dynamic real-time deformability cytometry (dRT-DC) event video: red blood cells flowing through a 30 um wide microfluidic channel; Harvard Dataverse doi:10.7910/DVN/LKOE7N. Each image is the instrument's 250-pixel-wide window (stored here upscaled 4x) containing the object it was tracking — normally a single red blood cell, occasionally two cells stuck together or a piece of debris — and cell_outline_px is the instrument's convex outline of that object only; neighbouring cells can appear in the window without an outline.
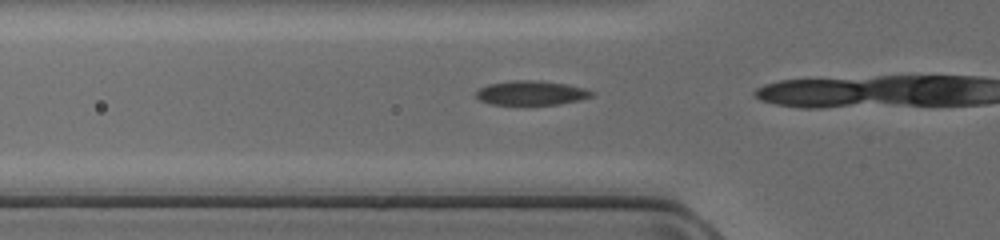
{"species": "common noctule bat (a hibernating species)", "species_latin": "Nyctalus noctula", "temperature_condition": "cold", "stored_images_in_passage": 8, "camera_frame_rate_fps": 3000, "um_per_image_px": 0.085, "animal": {"sex": "female", "body_mass_g": 17.0, "forearm_length_mm": 48.0}, "frame": {"image": 1, "passage_image": 7, "time_ms": 2.0, "image_size_px": [1000, 240], "cell_outline_px": [[596, 92], [592, 96], [580, 100], [560, 104], [492, 104], [480, 100], [476, 96], [476, 92], [480, 88], [488, 84], [512, 80], [540, 80], [564, 84], [584, 88]], "centroid_in_image_um": [45.17, 7.89], "position_along_channel_um": 80.6, "area_um2": 16.3}}